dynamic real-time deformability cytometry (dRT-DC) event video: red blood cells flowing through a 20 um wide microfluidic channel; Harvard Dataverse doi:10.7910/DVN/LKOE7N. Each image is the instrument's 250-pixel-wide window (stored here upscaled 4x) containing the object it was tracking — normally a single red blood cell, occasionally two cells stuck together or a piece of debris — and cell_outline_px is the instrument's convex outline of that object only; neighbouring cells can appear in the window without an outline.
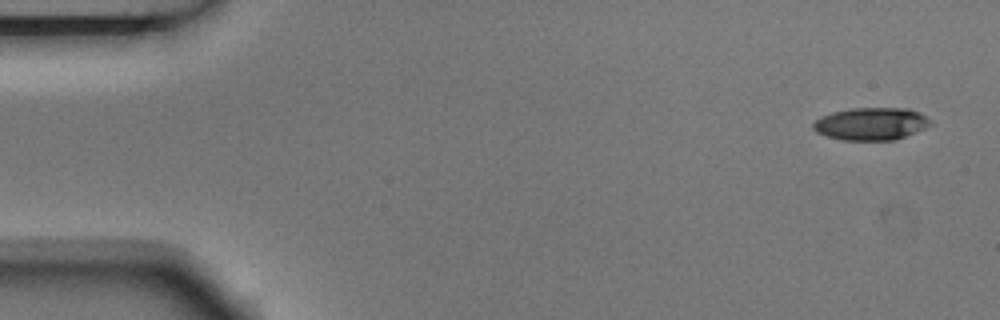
{"species": "Egyptian fruit bat (a non-hibernating species)", "species_latin": "Rousettus aegyptiacus", "temperature_condition": "room temperature", "stored_images_in_passage": 5, "camera_frame_rate_fps": 3000, "um_per_image_px": 0.085, "animal": {"sex": "male"}, "frame": {"image": 1, "passage_image": 1, "time_ms": 0.0, "image_size_px": [1000, 320], "cell_outline_px": [[932, 124], [924, 128], [896, 140], [844, 140], [828, 136], [816, 132], [812, 128], [812, 124], [820, 116], [832, 112], [852, 108], [908, 108], [920, 112], [928, 116], [932, 120]], "centroid_in_image_um": [74.06, 10.51], "position_along_channel_um": 10.9, "area_um2": 22.37}}